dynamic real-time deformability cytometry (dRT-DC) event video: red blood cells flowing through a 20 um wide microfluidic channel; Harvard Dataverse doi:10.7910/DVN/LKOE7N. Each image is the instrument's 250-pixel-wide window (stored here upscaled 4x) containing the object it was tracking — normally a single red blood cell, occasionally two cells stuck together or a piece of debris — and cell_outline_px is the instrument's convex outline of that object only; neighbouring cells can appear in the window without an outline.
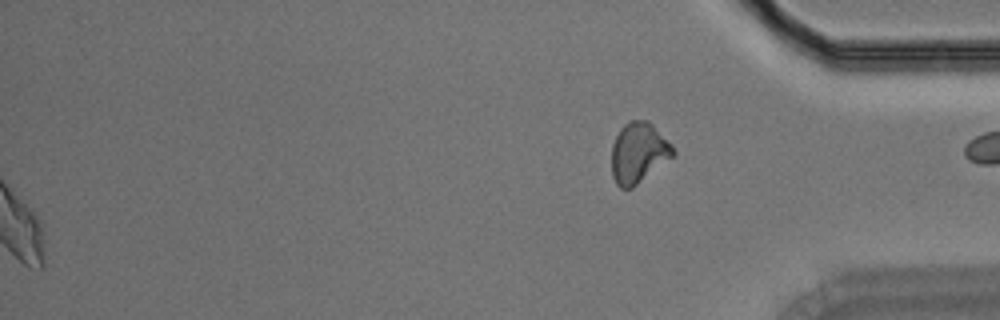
{"species": "Egyptian fruit bat (a non-hibernating species)", "species_latin": "Rousettus aegyptiacus", "temperature_condition": "room temperature", "stored_images_in_passage": 32, "segment_of_instrument_passage": [2, 2], "camera_frame_rate_fps": 3000, "um_per_image_px": 0.085, "animal": {"sex": "male"}, "frame": {"image": 1, "passage_image": 32, "time_ms": 10.333, "image_size_px": [1000, 320], "cell_outline_px": [[676, 152], [672, 156], [632, 188], [620, 188], [616, 184], [612, 176], [612, 144], [620, 128], [628, 120], [648, 120], [672, 144]], "centroid_in_image_um": [54.25, 12.96], "position_along_channel_um": 380.9, "area_um2": 21.5}}